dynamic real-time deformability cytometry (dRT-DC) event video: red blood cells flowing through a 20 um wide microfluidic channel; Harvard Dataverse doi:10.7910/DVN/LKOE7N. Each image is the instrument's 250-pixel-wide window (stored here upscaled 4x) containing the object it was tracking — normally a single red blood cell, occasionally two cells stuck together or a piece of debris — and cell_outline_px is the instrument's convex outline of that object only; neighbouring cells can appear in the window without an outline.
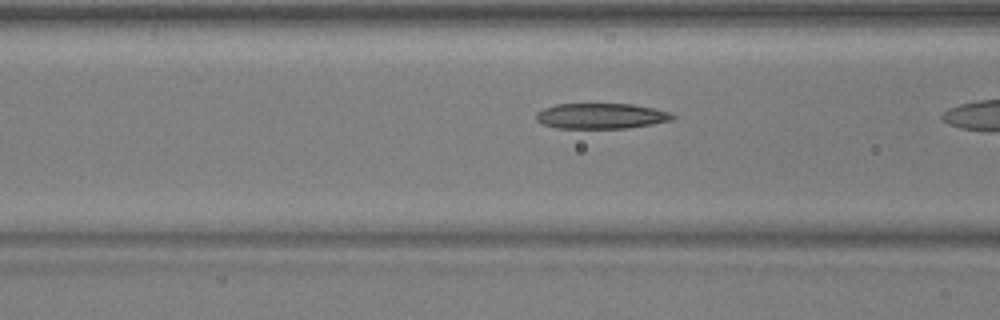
{"species": "common noctule bat (a hibernating species)", "species_latin": "Nyctalus noctula", "temperature_condition": "warm", "stored_images_in_passage": 17, "camera_frame_rate_fps": 3000, "um_per_image_px": 0.085, "animal": {"sex": "male", "body_mass_g": 17.9, "forearm_length_mm": 54.2}, "frame": {"image": 1, "passage_image": 15, "time_ms": 4.667, "image_size_px": [1000, 320], "cell_outline_px": [[676, 116], [672, 120], [652, 124], [628, 128], [556, 128], [544, 124], [536, 120], [536, 112], [544, 108], [556, 104], [632, 104], [652, 108], [668, 112]], "centroid_in_image_um": [51.07, 9.86], "position_along_channel_um": 115.5, "area_um2": 20.17}}